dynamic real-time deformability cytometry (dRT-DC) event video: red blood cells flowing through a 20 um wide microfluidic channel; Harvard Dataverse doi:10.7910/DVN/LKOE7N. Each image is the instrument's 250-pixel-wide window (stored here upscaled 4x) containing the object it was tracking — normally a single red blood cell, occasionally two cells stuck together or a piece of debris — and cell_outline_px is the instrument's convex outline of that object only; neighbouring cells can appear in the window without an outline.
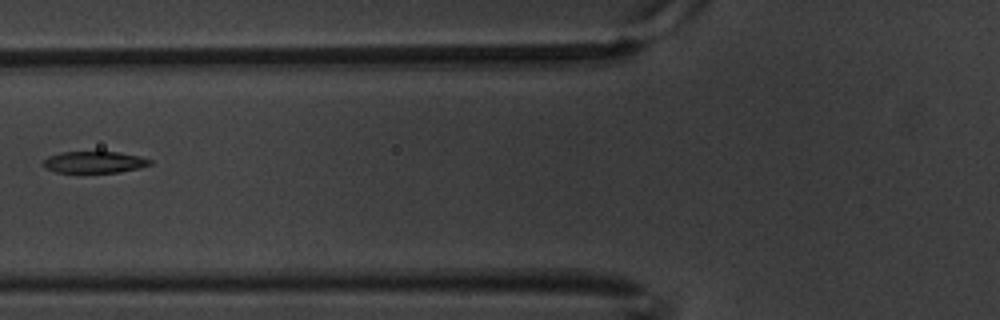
{"species": "common noctule bat (a hibernating species)", "species_latin": "Nyctalus noctula", "temperature_condition": "warm", "stored_images_in_passage": 3, "camera_frame_rate_fps": 3000, "um_per_image_px": 0.085, "animal": {"sex": "male", "body_mass_g": 20.1, "forearm_length_mm": 53.5}, "frame": {"image": 1, "passage_image": 2, "time_ms": 0.333, "image_size_px": [1000, 320], "cell_outline_px": [[152, 164], [140, 168], [120, 172], [56, 172], [44, 168], [40, 164], [48, 156], [60, 152], [116, 152], [140, 156], [152, 160]], "centroid_in_image_um": [7.99, 13.78], "position_along_channel_um": 117.8, "area_um2": 13.53}}
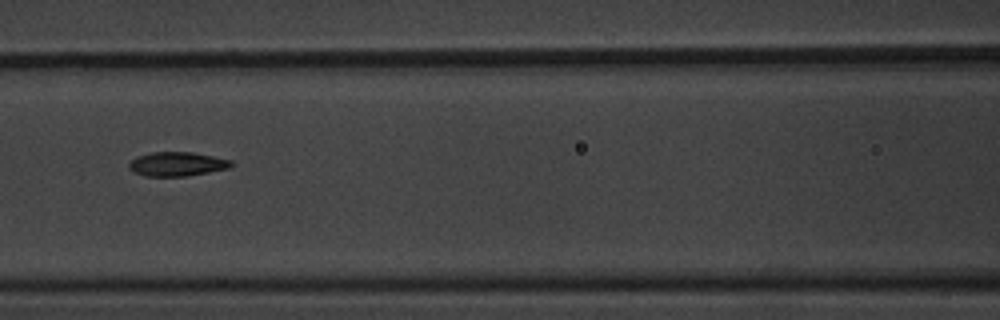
{"frame": {"image": 2, "passage_image": 3, "time_ms": 0.667, "image_size_px": [1000, 320], "cell_outline_px": [[236, 164], [228, 168], [188, 176], [144, 176], [132, 172], [128, 168], [128, 164], [136, 156], [152, 152], [192, 152], [232, 160]], "centroid_in_image_um": [15.03, 13.94], "position_along_channel_um": 151.6, "area_um2": 14.51}}